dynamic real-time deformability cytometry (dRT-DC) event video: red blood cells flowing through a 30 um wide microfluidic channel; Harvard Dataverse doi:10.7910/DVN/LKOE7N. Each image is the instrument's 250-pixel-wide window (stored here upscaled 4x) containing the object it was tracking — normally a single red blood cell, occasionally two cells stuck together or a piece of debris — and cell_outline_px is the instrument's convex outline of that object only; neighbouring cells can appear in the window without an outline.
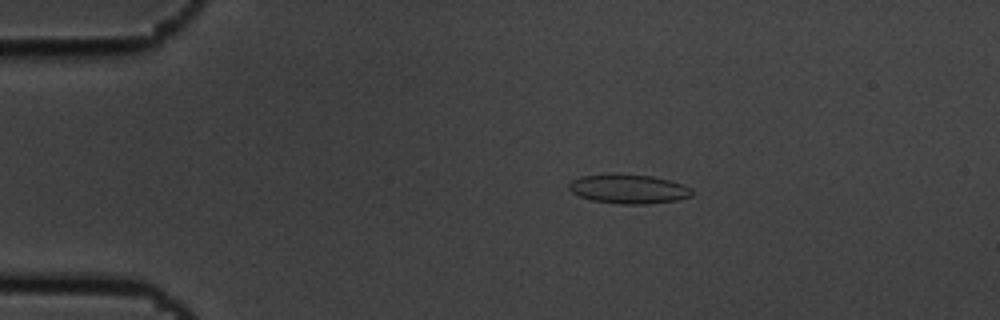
{"species": "common noctule bat (a hibernating species)", "species_latin": "Nyctalus noctula", "temperature_condition": "cold", "stored_images_in_passage": 4, "camera_frame_rate_fps": 3000, "um_per_image_px": 0.085, "animal": {"sex": "male", "body_mass_g": 19.5, "forearm_length_mm": 54.6}, "frame": {"image": 1, "passage_image": 3, "time_ms": 0.667, "image_size_px": [1000, 320], "cell_outline_px": [[692, 196], [676, 200], [648, 204], [620, 204], [592, 200], [580, 196], [572, 192], [568, 188], [568, 184], [572, 180], [580, 176], [608, 172], [616, 172], [652, 176], [672, 180], [684, 184], [692, 188]], "centroid_in_image_um": [53.42, 16.03], "position_along_channel_um": 31.6, "area_um2": 21.56}}